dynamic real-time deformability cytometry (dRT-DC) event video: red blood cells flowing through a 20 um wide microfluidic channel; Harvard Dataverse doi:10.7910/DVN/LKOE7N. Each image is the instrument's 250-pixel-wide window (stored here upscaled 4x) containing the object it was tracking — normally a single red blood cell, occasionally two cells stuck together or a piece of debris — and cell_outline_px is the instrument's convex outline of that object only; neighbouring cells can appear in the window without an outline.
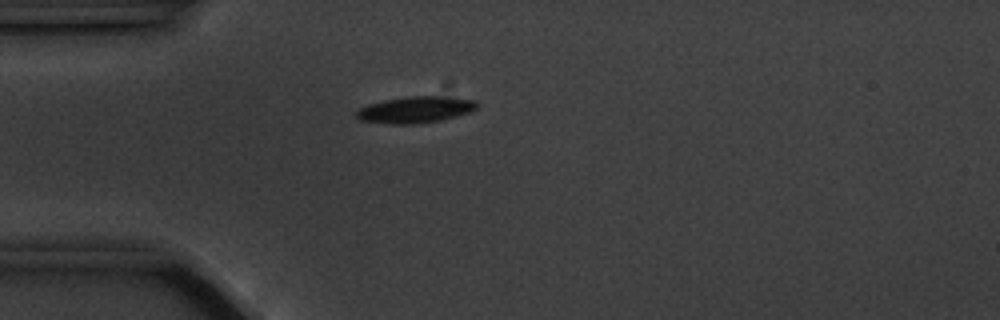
{"species": "common noctule bat (a hibernating species)", "species_latin": "Nyctalus noctula", "temperature_condition": "cold", "stored_images_in_passage": 42, "camera_frame_rate_fps": 3000, "um_per_image_px": 0.085, "animal": {"sex": "male", "body_mass_g": 20.1, "forearm_length_mm": 53.5}, "frame": {"image": 1, "passage_image": 1, "time_ms": 0.0, "image_size_px": [1000, 320], "cell_outline_px": [[480, 104], [476, 108], [468, 112], [456, 116], [440, 120], [412, 124], [392, 124], [360, 120], [356, 116], [356, 112], [360, 108], [368, 104], [384, 100], [404, 96], [436, 96], [476, 100]], "centroid_in_image_um": [35.3, 9.31], "position_along_channel_um": 49.7, "area_um2": 18.44}}
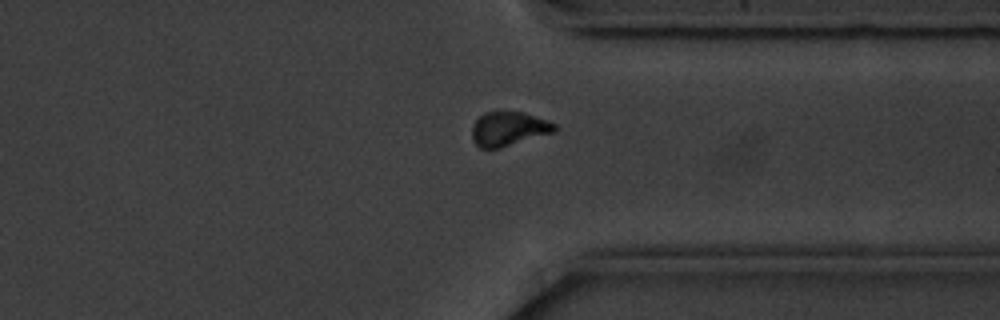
{"frame": {"image": 2, "passage_image": 29, "time_ms": 9.333, "image_size_px": [1000, 320], "cell_outline_px": [[556, 132], [500, 148], [480, 148], [472, 140], [472, 128], [476, 120], [484, 112], [524, 112], [548, 120], [556, 124]], "centroid_in_image_um": [43.26, 10.95], "position_along_channel_um": 368.1, "area_um2": 16.53}}
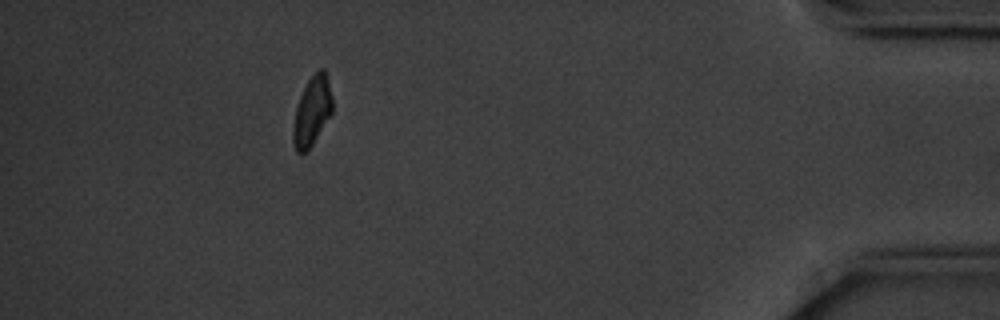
{"frame": {"image": 3, "passage_image": 37, "time_ms": 12.0, "image_size_px": [1000, 320], "cell_outline_px": [[332, 112], [312, 144], [304, 152], [296, 152], [292, 140], [292, 128], [296, 108], [300, 96], [308, 80], [320, 68], [324, 68], [328, 80], [332, 96]], "centroid_in_image_um": [26.51, 9.44], "position_along_channel_um": 408.7, "area_um2": 15.55}, "authors_computed_cell_mechanics": {"area_um2": 17.0799, "velocity_mm_per_s": 3.5273, "shape_relaxation_time_tau1_ms": 7.515, "shape_relaxation_time_tau2_ms": null, "deformation_change_tau1": 0.2131, "deformation_change_tau2": null}}